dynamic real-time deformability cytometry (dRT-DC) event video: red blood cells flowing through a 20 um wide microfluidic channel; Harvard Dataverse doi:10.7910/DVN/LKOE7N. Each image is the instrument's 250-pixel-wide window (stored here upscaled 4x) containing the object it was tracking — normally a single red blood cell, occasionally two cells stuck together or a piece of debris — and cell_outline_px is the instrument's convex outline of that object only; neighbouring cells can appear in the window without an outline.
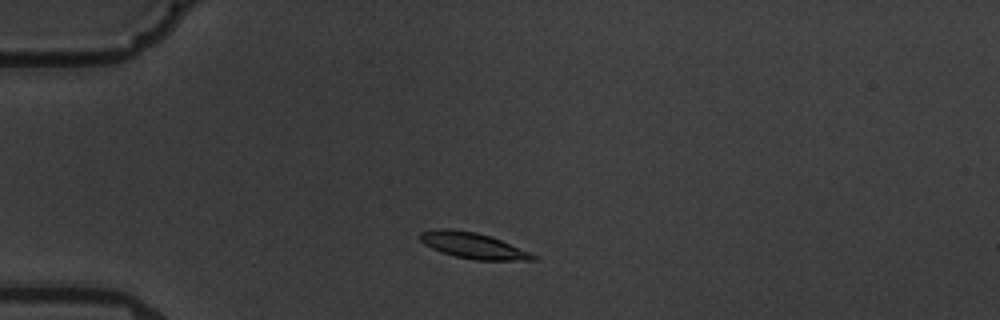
{"species": "common noctule bat (a hibernating species)", "species_latin": "Nyctalus noctula", "temperature_condition": "warm", "stored_images_in_passage": 3, "camera_frame_rate_fps": 3000, "um_per_image_px": 0.085, "animal": {"sex": "male", "body_mass_g": 19.5, "forearm_length_mm": 54.6}, "frame": {"image": 1, "passage_image": 2, "time_ms": 1.333, "image_size_px": [1000, 320], "cell_outline_px": [[536, 260], [476, 260], [456, 256], [440, 252], [424, 244], [420, 240], [420, 232], [436, 228], [448, 228], [476, 232], [500, 240], [528, 252], [536, 256]], "centroid_in_image_um": [40.13, 20.86], "position_along_channel_um": 44.9, "area_um2": 16.76}}